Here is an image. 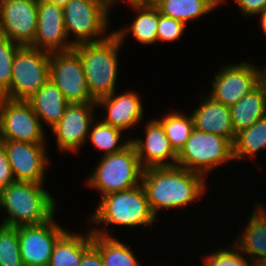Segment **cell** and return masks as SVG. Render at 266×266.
I'll return each mask as SVG.
<instances>
[{
    "label": "cell",
    "mask_w": 266,
    "mask_h": 266,
    "mask_svg": "<svg viewBox=\"0 0 266 266\" xmlns=\"http://www.w3.org/2000/svg\"><path fill=\"white\" fill-rule=\"evenodd\" d=\"M17 182L43 184L48 160L46 144L1 140Z\"/></svg>",
    "instance_id": "14"
},
{
    "label": "cell",
    "mask_w": 266,
    "mask_h": 266,
    "mask_svg": "<svg viewBox=\"0 0 266 266\" xmlns=\"http://www.w3.org/2000/svg\"><path fill=\"white\" fill-rule=\"evenodd\" d=\"M96 103H71L64 111L63 118L51 131L56 137L60 152L77 153L88 139L89 130L95 120L93 111Z\"/></svg>",
    "instance_id": "15"
},
{
    "label": "cell",
    "mask_w": 266,
    "mask_h": 266,
    "mask_svg": "<svg viewBox=\"0 0 266 266\" xmlns=\"http://www.w3.org/2000/svg\"><path fill=\"white\" fill-rule=\"evenodd\" d=\"M92 244L98 249L104 266H140L133 251L117 238L92 233Z\"/></svg>",
    "instance_id": "25"
},
{
    "label": "cell",
    "mask_w": 266,
    "mask_h": 266,
    "mask_svg": "<svg viewBox=\"0 0 266 266\" xmlns=\"http://www.w3.org/2000/svg\"><path fill=\"white\" fill-rule=\"evenodd\" d=\"M0 266H24L17 227L0 224Z\"/></svg>",
    "instance_id": "30"
},
{
    "label": "cell",
    "mask_w": 266,
    "mask_h": 266,
    "mask_svg": "<svg viewBox=\"0 0 266 266\" xmlns=\"http://www.w3.org/2000/svg\"><path fill=\"white\" fill-rule=\"evenodd\" d=\"M155 219L145 189L140 184L129 190L102 196L94 214L88 220L93 224L102 225V228L90 229L91 233L110 237V225L151 227Z\"/></svg>",
    "instance_id": "2"
},
{
    "label": "cell",
    "mask_w": 266,
    "mask_h": 266,
    "mask_svg": "<svg viewBox=\"0 0 266 266\" xmlns=\"http://www.w3.org/2000/svg\"><path fill=\"white\" fill-rule=\"evenodd\" d=\"M50 53L31 46H20L15 54L10 89L2 96L27 100L49 80Z\"/></svg>",
    "instance_id": "8"
},
{
    "label": "cell",
    "mask_w": 266,
    "mask_h": 266,
    "mask_svg": "<svg viewBox=\"0 0 266 266\" xmlns=\"http://www.w3.org/2000/svg\"><path fill=\"white\" fill-rule=\"evenodd\" d=\"M263 68L260 69L259 85L262 87L266 98V66Z\"/></svg>",
    "instance_id": "38"
},
{
    "label": "cell",
    "mask_w": 266,
    "mask_h": 266,
    "mask_svg": "<svg viewBox=\"0 0 266 266\" xmlns=\"http://www.w3.org/2000/svg\"><path fill=\"white\" fill-rule=\"evenodd\" d=\"M19 47L17 43L0 36V97L10 89L13 60Z\"/></svg>",
    "instance_id": "31"
},
{
    "label": "cell",
    "mask_w": 266,
    "mask_h": 266,
    "mask_svg": "<svg viewBox=\"0 0 266 266\" xmlns=\"http://www.w3.org/2000/svg\"><path fill=\"white\" fill-rule=\"evenodd\" d=\"M212 252L203 258L204 266H251L250 258L233 243L231 247Z\"/></svg>",
    "instance_id": "32"
},
{
    "label": "cell",
    "mask_w": 266,
    "mask_h": 266,
    "mask_svg": "<svg viewBox=\"0 0 266 266\" xmlns=\"http://www.w3.org/2000/svg\"><path fill=\"white\" fill-rule=\"evenodd\" d=\"M14 182H16V180L14 178L7 153L4 146L0 143V190Z\"/></svg>",
    "instance_id": "34"
},
{
    "label": "cell",
    "mask_w": 266,
    "mask_h": 266,
    "mask_svg": "<svg viewBox=\"0 0 266 266\" xmlns=\"http://www.w3.org/2000/svg\"><path fill=\"white\" fill-rule=\"evenodd\" d=\"M235 2L245 17L259 16L266 10V0H235Z\"/></svg>",
    "instance_id": "35"
},
{
    "label": "cell",
    "mask_w": 266,
    "mask_h": 266,
    "mask_svg": "<svg viewBox=\"0 0 266 266\" xmlns=\"http://www.w3.org/2000/svg\"><path fill=\"white\" fill-rule=\"evenodd\" d=\"M38 0H0V36L31 46L37 30Z\"/></svg>",
    "instance_id": "12"
},
{
    "label": "cell",
    "mask_w": 266,
    "mask_h": 266,
    "mask_svg": "<svg viewBox=\"0 0 266 266\" xmlns=\"http://www.w3.org/2000/svg\"><path fill=\"white\" fill-rule=\"evenodd\" d=\"M141 98L135 91H125L116 95L103 97L96 102L107 111L103 122L122 131L136 128L137 123L143 119L144 107Z\"/></svg>",
    "instance_id": "18"
},
{
    "label": "cell",
    "mask_w": 266,
    "mask_h": 266,
    "mask_svg": "<svg viewBox=\"0 0 266 266\" xmlns=\"http://www.w3.org/2000/svg\"><path fill=\"white\" fill-rule=\"evenodd\" d=\"M133 10L137 12L132 24L122 29L115 30L113 33L118 37L120 42L124 44L126 36L133 34L136 41L142 45H150L156 43L157 27L159 22V10L157 7L134 6ZM129 32V33H128Z\"/></svg>",
    "instance_id": "24"
},
{
    "label": "cell",
    "mask_w": 266,
    "mask_h": 266,
    "mask_svg": "<svg viewBox=\"0 0 266 266\" xmlns=\"http://www.w3.org/2000/svg\"><path fill=\"white\" fill-rule=\"evenodd\" d=\"M92 245L91 230L85 235L66 231L55 243L48 266H79Z\"/></svg>",
    "instance_id": "22"
},
{
    "label": "cell",
    "mask_w": 266,
    "mask_h": 266,
    "mask_svg": "<svg viewBox=\"0 0 266 266\" xmlns=\"http://www.w3.org/2000/svg\"><path fill=\"white\" fill-rule=\"evenodd\" d=\"M121 47L114 33L103 41L73 47L82 61L90 96L96 102L116 92Z\"/></svg>",
    "instance_id": "4"
},
{
    "label": "cell",
    "mask_w": 266,
    "mask_h": 266,
    "mask_svg": "<svg viewBox=\"0 0 266 266\" xmlns=\"http://www.w3.org/2000/svg\"><path fill=\"white\" fill-rule=\"evenodd\" d=\"M266 148V116L260 118L249 128L236 133L233 142L234 160L254 157L258 151Z\"/></svg>",
    "instance_id": "26"
},
{
    "label": "cell",
    "mask_w": 266,
    "mask_h": 266,
    "mask_svg": "<svg viewBox=\"0 0 266 266\" xmlns=\"http://www.w3.org/2000/svg\"><path fill=\"white\" fill-rule=\"evenodd\" d=\"M79 266H104L101 255L94 245L84 253Z\"/></svg>",
    "instance_id": "36"
},
{
    "label": "cell",
    "mask_w": 266,
    "mask_h": 266,
    "mask_svg": "<svg viewBox=\"0 0 266 266\" xmlns=\"http://www.w3.org/2000/svg\"><path fill=\"white\" fill-rule=\"evenodd\" d=\"M259 76L260 69L253 63L225 65L215 73L212 90L207 95L230 107L259 85Z\"/></svg>",
    "instance_id": "11"
},
{
    "label": "cell",
    "mask_w": 266,
    "mask_h": 266,
    "mask_svg": "<svg viewBox=\"0 0 266 266\" xmlns=\"http://www.w3.org/2000/svg\"><path fill=\"white\" fill-rule=\"evenodd\" d=\"M157 8L163 16L188 24L209 14L216 6L212 0H165Z\"/></svg>",
    "instance_id": "27"
},
{
    "label": "cell",
    "mask_w": 266,
    "mask_h": 266,
    "mask_svg": "<svg viewBox=\"0 0 266 266\" xmlns=\"http://www.w3.org/2000/svg\"><path fill=\"white\" fill-rule=\"evenodd\" d=\"M26 101L40 122L46 123L50 129L63 118L64 111L70 104L50 79Z\"/></svg>",
    "instance_id": "20"
},
{
    "label": "cell",
    "mask_w": 266,
    "mask_h": 266,
    "mask_svg": "<svg viewBox=\"0 0 266 266\" xmlns=\"http://www.w3.org/2000/svg\"><path fill=\"white\" fill-rule=\"evenodd\" d=\"M31 47L49 53L73 49V41L68 40L65 31L63 7L38 0L37 30Z\"/></svg>",
    "instance_id": "16"
},
{
    "label": "cell",
    "mask_w": 266,
    "mask_h": 266,
    "mask_svg": "<svg viewBox=\"0 0 266 266\" xmlns=\"http://www.w3.org/2000/svg\"><path fill=\"white\" fill-rule=\"evenodd\" d=\"M42 185L16 181L1 189L0 211L3 208L9 214L1 224L11 227L40 225L52 219L56 201Z\"/></svg>",
    "instance_id": "3"
},
{
    "label": "cell",
    "mask_w": 266,
    "mask_h": 266,
    "mask_svg": "<svg viewBox=\"0 0 266 266\" xmlns=\"http://www.w3.org/2000/svg\"><path fill=\"white\" fill-rule=\"evenodd\" d=\"M213 4L218 7L220 6V4L222 5V3L224 2V0H212Z\"/></svg>",
    "instance_id": "42"
},
{
    "label": "cell",
    "mask_w": 266,
    "mask_h": 266,
    "mask_svg": "<svg viewBox=\"0 0 266 266\" xmlns=\"http://www.w3.org/2000/svg\"><path fill=\"white\" fill-rule=\"evenodd\" d=\"M49 79L70 104L96 103L90 96L82 61L73 49L50 53Z\"/></svg>",
    "instance_id": "10"
},
{
    "label": "cell",
    "mask_w": 266,
    "mask_h": 266,
    "mask_svg": "<svg viewBox=\"0 0 266 266\" xmlns=\"http://www.w3.org/2000/svg\"><path fill=\"white\" fill-rule=\"evenodd\" d=\"M165 0H146L147 7H157Z\"/></svg>",
    "instance_id": "39"
},
{
    "label": "cell",
    "mask_w": 266,
    "mask_h": 266,
    "mask_svg": "<svg viewBox=\"0 0 266 266\" xmlns=\"http://www.w3.org/2000/svg\"><path fill=\"white\" fill-rule=\"evenodd\" d=\"M109 13L106 0H70L63 7V15L68 39L75 35L73 47L108 38L113 33L106 32Z\"/></svg>",
    "instance_id": "6"
},
{
    "label": "cell",
    "mask_w": 266,
    "mask_h": 266,
    "mask_svg": "<svg viewBox=\"0 0 266 266\" xmlns=\"http://www.w3.org/2000/svg\"><path fill=\"white\" fill-rule=\"evenodd\" d=\"M235 133L249 128L266 116V98L260 85L230 106Z\"/></svg>",
    "instance_id": "23"
},
{
    "label": "cell",
    "mask_w": 266,
    "mask_h": 266,
    "mask_svg": "<svg viewBox=\"0 0 266 266\" xmlns=\"http://www.w3.org/2000/svg\"><path fill=\"white\" fill-rule=\"evenodd\" d=\"M260 16V19H261V26H262V29L264 31V33L266 34V10L259 15Z\"/></svg>",
    "instance_id": "40"
},
{
    "label": "cell",
    "mask_w": 266,
    "mask_h": 266,
    "mask_svg": "<svg viewBox=\"0 0 266 266\" xmlns=\"http://www.w3.org/2000/svg\"><path fill=\"white\" fill-rule=\"evenodd\" d=\"M17 228L24 266H48L55 243L67 231L54 217L40 225Z\"/></svg>",
    "instance_id": "13"
},
{
    "label": "cell",
    "mask_w": 266,
    "mask_h": 266,
    "mask_svg": "<svg viewBox=\"0 0 266 266\" xmlns=\"http://www.w3.org/2000/svg\"><path fill=\"white\" fill-rule=\"evenodd\" d=\"M130 3L131 7L134 6H146V0H126ZM108 3L109 10L111 9L112 5L116 2V0H106Z\"/></svg>",
    "instance_id": "37"
},
{
    "label": "cell",
    "mask_w": 266,
    "mask_h": 266,
    "mask_svg": "<svg viewBox=\"0 0 266 266\" xmlns=\"http://www.w3.org/2000/svg\"><path fill=\"white\" fill-rule=\"evenodd\" d=\"M202 99L200 106L194 108L191 113L194 128L204 133L223 136L233 144L236 133L231 119L230 107L215 101L208 95L203 96Z\"/></svg>",
    "instance_id": "19"
},
{
    "label": "cell",
    "mask_w": 266,
    "mask_h": 266,
    "mask_svg": "<svg viewBox=\"0 0 266 266\" xmlns=\"http://www.w3.org/2000/svg\"><path fill=\"white\" fill-rule=\"evenodd\" d=\"M264 207L260 202L255 205L239 239L233 242L250 260L266 258V208Z\"/></svg>",
    "instance_id": "21"
},
{
    "label": "cell",
    "mask_w": 266,
    "mask_h": 266,
    "mask_svg": "<svg viewBox=\"0 0 266 266\" xmlns=\"http://www.w3.org/2000/svg\"><path fill=\"white\" fill-rule=\"evenodd\" d=\"M90 129L88 138L96 149L104 151L103 155L119 152L131 143V140L119 143L124 131L104 123L102 119L94 120Z\"/></svg>",
    "instance_id": "29"
},
{
    "label": "cell",
    "mask_w": 266,
    "mask_h": 266,
    "mask_svg": "<svg viewBox=\"0 0 266 266\" xmlns=\"http://www.w3.org/2000/svg\"><path fill=\"white\" fill-rule=\"evenodd\" d=\"M185 28L184 22L163 16L159 12L156 43L158 41L173 42L181 39Z\"/></svg>",
    "instance_id": "33"
},
{
    "label": "cell",
    "mask_w": 266,
    "mask_h": 266,
    "mask_svg": "<svg viewBox=\"0 0 266 266\" xmlns=\"http://www.w3.org/2000/svg\"><path fill=\"white\" fill-rule=\"evenodd\" d=\"M143 171L135 147L130 143L119 152L103 155L86 184L100 192L102 197L140 185Z\"/></svg>",
    "instance_id": "5"
},
{
    "label": "cell",
    "mask_w": 266,
    "mask_h": 266,
    "mask_svg": "<svg viewBox=\"0 0 266 266\" xmlns=\"http://www.w3.org/2000/svg\"><path fill=\"white\" fill-rule=\"evenodd\" d=\"M45 1L64 7L70 0H45Z\"/></svg>",
    "instance_id": "41"
},
{
    "label": "cell",
    "mask_w": 266,
    "mask_h": 266,
    "mask_svg": "<svg viewBox=\"0 0 266 266\" xmlns=\"http://www.w3.org/2000/svg\"><path fill=\"white\" fill-rule=\"evenodd\" d=\"M156 120L162 125L174 151L179 154L194 129L192 115L186 116L185 113L174 111Z\"/></svg>",
    "instance_id": "28"
},
{
    "label": "cell",
    "mask_w": 266,
    "mask_h": 266,
    "mask_svg": "<svg viewBox=\"0 0 266 266\" xmlns=\"http://www.w3.org/2000/svg\"><path fill=\"white\" fill-rule=\"evenodd\" d=\"M153 214L165 209H180L205 193V177L178 165L145 168L142 183Z\"/></svg>",
    "instance_id": "1"
},
{
    "label": "cell",
    "mask_w": 266,
    "mask_h": 266,
    "mask_svg": "<svg viewBox=\"0 0 266 266\" xmlns=\"http://www.w3.org/2000/svg\"><path fill=\"white\" fill-rule=\"evenodd\" d=\"M145 140L130 139L142 167L175 166L178 154L172 148L162 125L154 118L145 125ZM169 159V160H168ZM171 163H170V162Z\"/></svg>",
    "instance_id": "17"
},
{
    "label": "cell",
    "mask_w": 266,
    "mask_h": 266,
    "mask_svg": "<svg viewBox=\"0 0 266 266\" xmlns=\"http://www.w3.org/2000/svg\"><path fill=\"white\" fill-rule=\"evenodd\" d=\"M232 160L233 144L228 139L194 128L178 154L176 165L206 178L209 172Z\"/></svg>",
    "instance_id": "7"
},
{
    "label": "cell",
    "mask_w": 266,
    "mask_h": 266,
    "mask_svg": "<svg viewBox=\"0 0 266 266\" xmlns=\"http://www.w3.org/2000/svg\"><path fill=\"white\" fill-rule=\"evenodd\" d=\"M44 126L25 100L0 97L1 140L46 144Z\"/></svg>",
    "instance_id": "9"
}]
</instances>
